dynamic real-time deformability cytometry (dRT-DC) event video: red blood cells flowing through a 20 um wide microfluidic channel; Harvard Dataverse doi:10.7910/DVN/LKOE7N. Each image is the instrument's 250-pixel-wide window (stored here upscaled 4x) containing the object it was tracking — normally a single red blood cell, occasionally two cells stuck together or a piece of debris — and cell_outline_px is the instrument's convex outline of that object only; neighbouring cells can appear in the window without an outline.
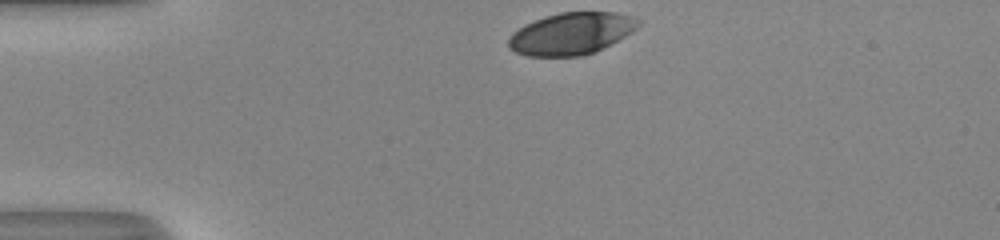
{"species": "human", "species_latin": "Homo sapiens", "temperature_condition": "room temperature", "stored_images_in_passage": 31, "camera_frame_rate_fps": 3000, "um_per_image_px": 0.085, "donor": {"sex": "male"}, "frame": {"image": 1, "passage_image": 1, "time_ms": 0.0, "image_size_px": [1000, 240], "cell_outline_px": [[640, 24], [632, 32], [596, 52], [580, 56], [528, 56], [516, 52], [508, 48], [508, 40], [512, 32], [524, 24], [544, 16], [560, 12], [616, 12], [632, 16], [640, 20]], "centroid_in_image_um": [48.55, 2.85], "position_along_channel_um": 36.5, "area_um2": 31.91}}
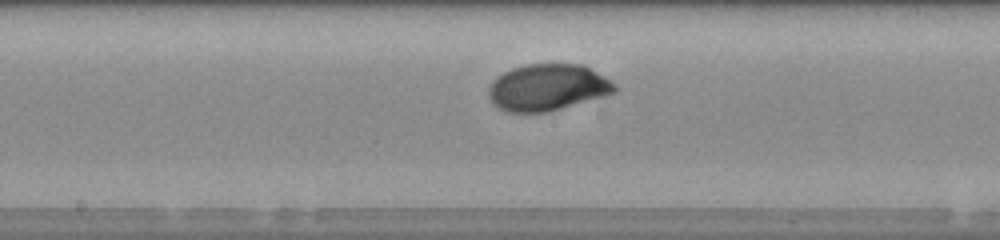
{"frame": {"image": 2, "passage_image": 17, "time_ms": 5.333, "image_size_px": [1000, 240], "cell_outline_px": [[616, 92], [604, 96], [548, 112], [508, 112], [500, 108], [488, 96], [488, 88], [492, 80], [496, 76], [512, 68], [524, 64], [584, 64], [604, 76], [616, 84]], "centroid_in_image_um": [46.55, 7.42], "position_along_channel_um": 201.7, "area_um2": 34.28}}
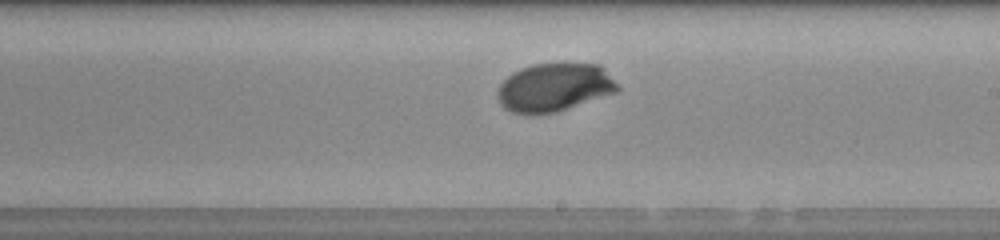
{"frame": {"image": 3, "passage_image": 20, "time_ms": 6.333, "image_size_px": [1000, 240], "cell_outline_px": [[620, 92], [556, 112], [536, 116], [528, 116], [512, 112], [504, 108], [500, 104], [496, 96], [500, 84], [512, 72], [520, 68], [536, 64], [564, 60], [600, 64], [604, 68], [620, 88]], "centroid_in_image_um": [47.13, 7.41], "position_along_channel_um": 241.9, "area_um2": 35.2}, "authors_computed_cell_mechanics": {"area_um2": 34.2754, "velocity_mm_per_s": 4.0384, "shape_relaxation_time_tau1_ms": 3.1734, "shape_relaxation_time_tau2_ms": null, "deformation_change_tau1": 0.1569, "deformation_change_tau2": null}}